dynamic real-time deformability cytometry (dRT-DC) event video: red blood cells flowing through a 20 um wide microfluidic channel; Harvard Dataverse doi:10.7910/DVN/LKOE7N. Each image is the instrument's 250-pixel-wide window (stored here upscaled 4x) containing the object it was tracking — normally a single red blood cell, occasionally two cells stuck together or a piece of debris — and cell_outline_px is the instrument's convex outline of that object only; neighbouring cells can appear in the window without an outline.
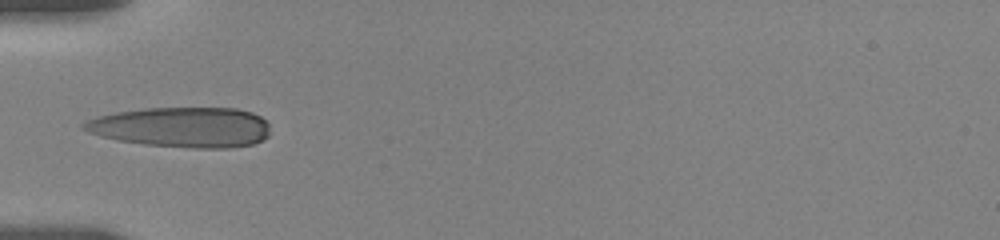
{"species": "human", "species_latin": "Homo sapiens", "temperature_condition": "room temperature", "stored_images_in_passage": 56, "camera_frame_rate_fps": 3000, "um_per_image_px": 0.085, "donor": {"sex": "female"}, "frame": {"image": 1, "passage_image": 1, "time_ms": 0.0, "image_size_px": [1000, 240], "cell_outline_px": [[268, 136], [264, 140], [252, 144], [232, 148], [192, 148], [144, 144], [120, 140], [100, 136], [88, 132], [80, 128], [80, 124], [96, 116], [116, 112], [144, 108], [236, 108], [252, 112], [260, 116], [268, 124]], "centroid_in_image_um": [15.45, 10.81], "position_along_channel_um": 69.6, "area_um2": 43.87}}
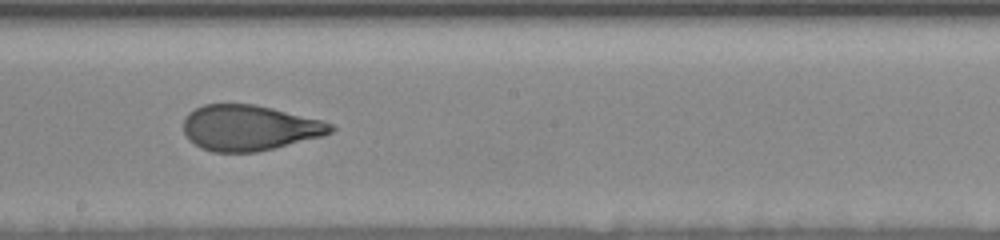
{"frame": {"image": 2, "passage_image": 30, "time_ms": 4.333, "image_size_px": [1000, 240], "cell_outline_px": [[336, 128], [332, 132], [320, 136], [256, 152], [212, 152], [200, 148], [188, 140], [184, 132], [184, 116], [188, 112], [204, 104], [256, 104], [320, 120], [332, 124]], "centroid_in_image_um": [21.13, 10.86], "position_along_channel_um": 227.1, "area_um2": 38.84}}
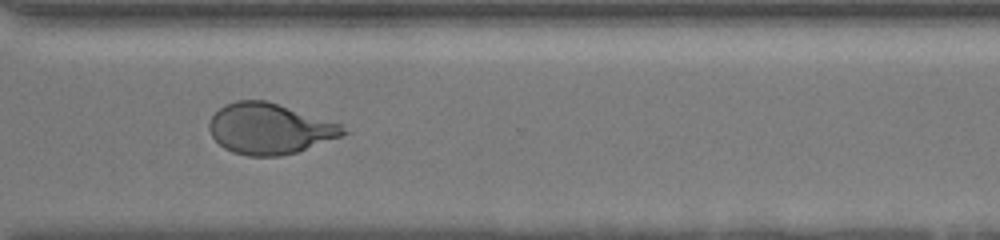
{"frame": {"image": 3, "passage_image": 55, "time_ms": 7.667, "image_size_px": [1000, 240], "cell_outline_px": [[352, 132], [296, 152], [280, 156], [248, 156], [232, 152], [224, 148], [212, 136], [208, 128], [208, 124], [212, 116], [224, 104], [236, 100], [264, 100], [344, 124]], "centroid_in_image_um": [22.94, 10.94], "position_along_channel_um": 347.7, "area_um2": 39.71}}